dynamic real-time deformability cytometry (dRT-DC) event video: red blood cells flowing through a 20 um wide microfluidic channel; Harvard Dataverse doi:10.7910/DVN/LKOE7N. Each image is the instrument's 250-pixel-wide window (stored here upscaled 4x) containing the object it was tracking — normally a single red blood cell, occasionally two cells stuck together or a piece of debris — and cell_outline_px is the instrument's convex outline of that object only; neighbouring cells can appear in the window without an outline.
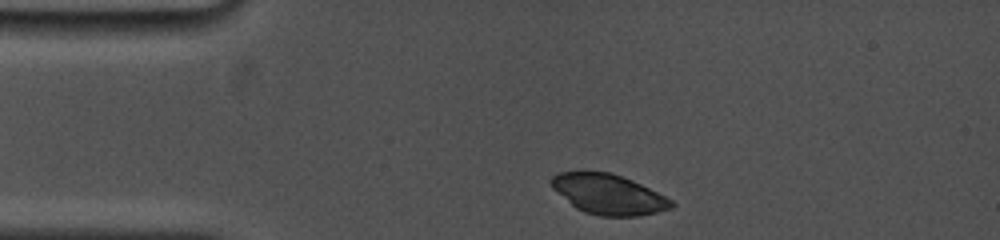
{"species": "common noctule bat (a hibernating species)", "species_latin": "Nyctalus noctula", "temperature_condition": "cold", "stored_images_in_passage": 3, "camera_frame_rate_fps": 5000, "um_per_image_px": 0.085, "animal": {"sex": "female", "body_mass_g": 19.0, "forearm_length_mm": 53.3}, "frame": {"image": 1, "passage_image": 1, "time_ms": 0.0, "image_size_px": [1000, 240], "cell_outline_px": [[676, 204], [672, 208], [640, 216], [600, 216], [584, 212], [576, 208], [552, 188], [548, 180], [552, 176], [560, 172], [608, 172], [632, 180], [672, 200]], "centroid_in_image_um": [51.7, 16.52], "position_along_channel_um": 33.3, "area_um2": 27.8}}